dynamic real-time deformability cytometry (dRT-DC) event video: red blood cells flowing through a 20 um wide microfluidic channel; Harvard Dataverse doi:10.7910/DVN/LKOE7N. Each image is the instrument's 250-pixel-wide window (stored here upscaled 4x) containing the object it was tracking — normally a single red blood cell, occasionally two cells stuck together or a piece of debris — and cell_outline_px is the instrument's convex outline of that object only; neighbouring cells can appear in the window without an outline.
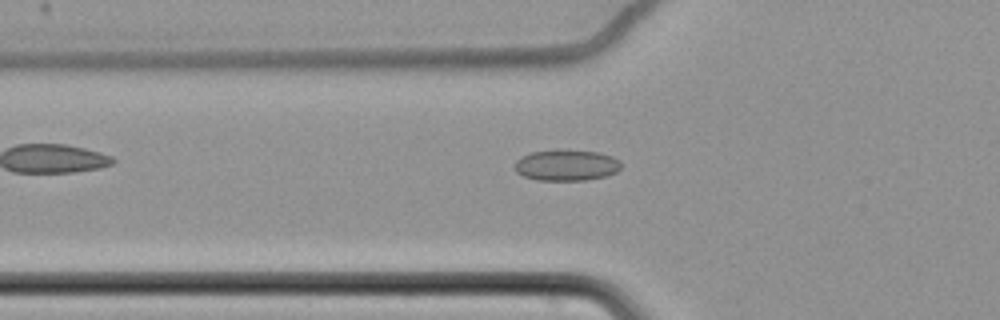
{"species": "common noctule bat (a hibernating species)", "species_latin": "Nyctalus noctula", "temperature_condition": "cold", "stored_images_in_passage": 61, "camera_frame_rate_fps": 3000, "um_per_image_px": 0.085, "animal": {"sex": "female", "body_mass_g": 22.7, "forearm_length_mm": 54.2}, "frame": {"image": 1, "passage_image": 23, "time_ms": 7.333, "image_size_px": [1000, 320], "cell_outline_px": [[620, 168], [616, 172], [608, 176], [584, 180], [536, 180], [524, 176], [516, 172], [516, 160], [520, 156], [532, 152], [556, 148], [596, 152], [612, 156], [620, 160]], "centroid_in_image_um": [48.14, 14.02], "position_along_channel_um": 77.7, "area_um2": 19.54}}
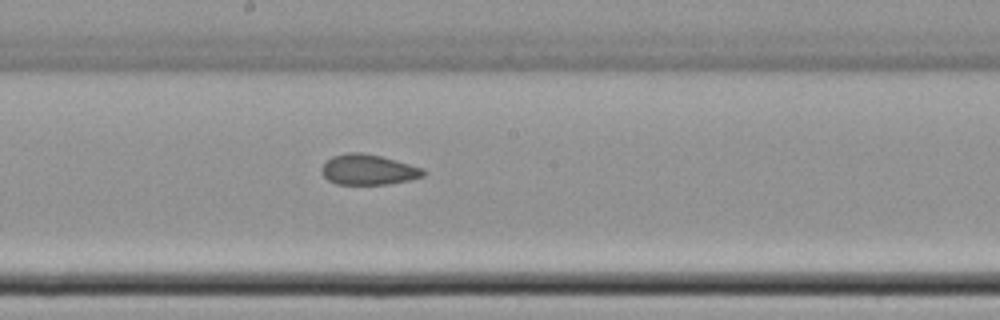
{"frame": {"image": 2, "passage_image": 35, "time_ms": 11.333, "image_size_px": [1000, 320], "cell_outline_px": [[428, 172], [424, 176], [408, 180], [388, 184], [336, 184], [328, 180], [320, 172], [320, 168], [332, 156], [348, 152], [360, 152], [380, 156], [396, 160], [424, 168]], "centroid_in_image_um": [31.31, 14.42], "position_along_channel_um": 216.9, "area_um2": 18.09}}
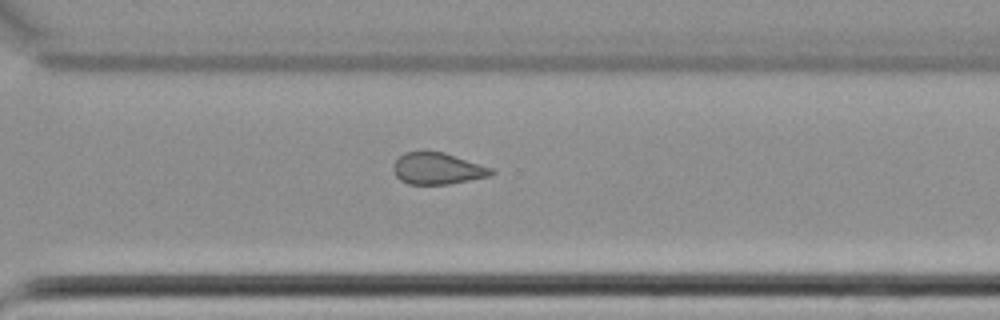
{"frame": {"image": 3, "passage_image": 45, "time_ms": 14.667, "image_size_px": [1000, 320], "cell_outline_px": [[496, 172], [492, 176], [448, 184], [408, 184], [400, 180], [396, 176], [392, 168], [392, 164], [404, 152], [444, 152], [492, 168]], "centroid_in_image_um": [37.19, 14.34], "position_along_channel_um": 333.4, "area_um2": 18.03}, "authors_computed_cell_mechanics": {"area_um2": 19.4208, "velocity_mm_per_s": 3.4909, "shape_relaxation_time_tau1_ms": null, "shape_relaxation_time_tau2_ms": 5.7351, "deformation_change_tau1": null, "deformation_change_tau2": 0.1286}}